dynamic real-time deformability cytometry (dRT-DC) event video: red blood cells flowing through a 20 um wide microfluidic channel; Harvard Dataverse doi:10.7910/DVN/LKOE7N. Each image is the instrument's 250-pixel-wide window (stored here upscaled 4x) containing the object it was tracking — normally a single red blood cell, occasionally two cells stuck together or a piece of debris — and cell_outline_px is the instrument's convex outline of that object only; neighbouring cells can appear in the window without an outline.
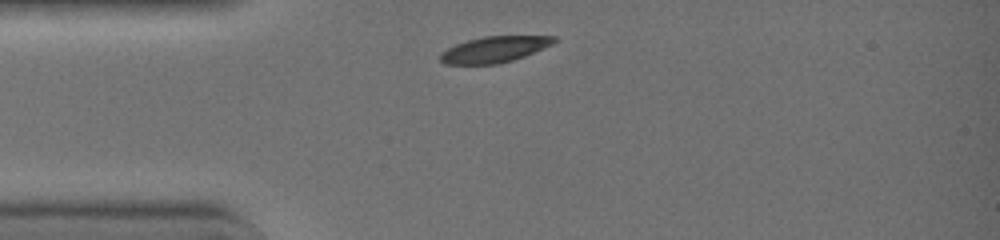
{"species": "common noctule bat (a hibernating species)", "species_latin": "Nyctalus noctula", "temperature_condition": "warm", "stored_images_in_passage": 4, "camera_frame_rate_fps": 3000, "um_per_image_px": 0.085, "animal": {"sex": "female", "body_mass_g": 19.0, "forearm_length_mm": 51.5}, "frame": {"image": 1, "passage_image": 1, "time_ms": 0.0, "image_size_px": [1000, 240], "cell_outline_px": [[560, 40], [552, 44], [524, 56], [512, 60], [496, 64], [444, 64], [440, 60], [440, 52], [456, 44], [468, 40], [484, 36], [556, 36]], "centroid_in_image_um": [42.02, 4.19], "position_along_channel_um": 43.0, "area_um2": 17.17}}
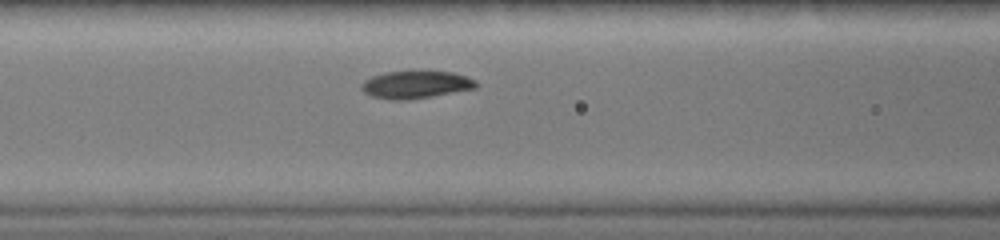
{"frame": {"image": 2, "passage_image": 4, "time_ms": 1.0, "image_size_px": [1000, 240], "cell_outline_px": [[480, 84], [476, 88], [432, 96], [404, 100], [392, 100], [372, 96], [364, 92], [360, 88], [360, 84], [364, 80], [372, 76], [384, 72], [416, 68], [452, 72], [468, 76], [476, 80]], "centroid_in_image_um": [35.36, 7.13], "position_along_channel_um": 131.2, "area_um2": 19.31}}